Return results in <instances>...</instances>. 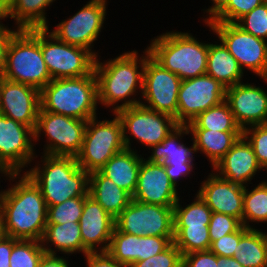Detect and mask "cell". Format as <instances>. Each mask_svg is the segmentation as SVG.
Listing matches in <instances>:
<instances>
[{"instance_id":"1","label":"cell","mask_w":267,"mask_h":267,"mask_svg":"<svg viewBox=\"0 0 267 267\" xmlns=\"http://www.w3.org/2000/svg\"><path fill=\"white\" fill-rule=\"evenodd\" d=\"M5 177L10 186L0 191V210L6 236L41 241L47 225L48 206L40 188L26 173Z\"/></svg>"},{"instance_id":"2","label":"cell","mask_w":267,"mask_h":267,"mask_svg":"<svg viewBox=\"0 0 267 267\" xmlns=\"http://www.w3.org/2000/svg\"><path fill=\"white\" fill-rule=\"evenodd\" d=\"M142 52L140 56L137 50L127 51L103 62L100 55L96 58L94 73L97 79L98 104L106 109L110 108L112 113L140 104L145 49Z\"/></svg>"},{"instance_id":"3","label":"cell","mask_w":267,"mask_h":267,"mask_svg":"<svg viewBox=\"0 0 267 267\" xmlns=\"http://www.w3.org/2000/svg\"><path fill=\"white\" fill-rule=\"evenodd\" d=\"M26 174L40 188L47 206L67 199L89 196L90 173L83 170L72 156L42 154Z\"/></svg>"},{"instance_id":"4","label":"cell","mask_w":267,"mask_h":267,"mask_svg":"<svg viewBox=\"0 0 267 267\" xmlns=\"http://www.w3.org/2000/svg\"><path fill=\"white\" fill-rule=\"evenodd\" d=\"M150 56L164 69L187 80L206 74L208 42L189 32L169 31L151 38Z\"/></svg>"},{"instance_id":"5","label":"cell","mask_w":267,"mask_h":267,"mask_svg":"<svg viewBox=\"0 0 267 267\" xmlns=\"http://www.w3.org/2000/svg\"><path fill=\"white\" fill-rule=\"evenodd\" d=\"M97 79L94 71L79 78L52 79L40 91V108L75 119L98 115Z\"/></svg>"},{"instance_id":"6","label":"cell","mask_w":267,"mask_h":267,"mask_svg":"<svg viewBox=\"0 0 267 267\" xmlns=\"http://www.w3.org/2000/svg\"><path fill=\"white\" fill-rule=\"evenodd\" d=\"M2 77L39 91L52 80L41 51V28L18 29L11 36Z\"/></svg>"},{"instance_id":"7","label":"cell","mask_w":267,"mask_h":267,"mask_svg":"<svg viewBox=\"0 0 267 267\" xmlns=\"http://www.w3.org/2000/svg\"><path fill=\"white\" fill-rule=\"evenodd\" d=\"M112 116L110 120L101 121L96 116L87 121L82 147L75 158L88 173L100 171L115 154L125 149L121 120L116 113Z\"/></svg>"},{"instance_id":"8","label":"cell","mask_w":267,"mask_h":267,"mask_svg":"<svg viewBox=\"0 0 267 267\" xmlns=\"http://www.w3.org/2000/svg\"><path fill=\"white\" fill-rule=\"evenodd\" d=\"M87 120L75 119L62 114L39 109L34 130V146L41 135L46 138L41 154L76 157L82 147Z\"/></svg>"},{"instance_id":"9","label":"cell","mask_w":267,"mask_h":267,"mask_svg":"<svg viewBox=\"0 0 267 267\" xmlns=\"http://www.w3.org/2000/svg\"><path fill=\"white\" fill-rule=\"evenodd\" d=\"M115 113L122 123L125 148L131 150V143L136 140L148 149L161 143L179 125L171 115L154 111L142 104L125 107Z\"/></svg>"},{"instance_id":"10","label":"cell","mask_w":267,"mask_h":267,"mask_svg":"<svg viewBox=\"0 0 267 267\" xmlns=\"http://www.w3.org/2000/svg\"><path fill=\"white\" fill-rule=\"evenodd\" d=\"M205 26L223 42L244 73L247 69L267 83V41L249 34L236 23L209 22Z\"/></svg>"},{"instance_id":"11","label":"cell","mask_w":267,"mask_h":267,"mask_svg":"<svg viewBox=\"0 0 267 267\" xmlns=\"http://www.w3.org/2000/svg\"><path fill=\"white\" fill-rule=\"evenodd\" d=\"M107 3L108 0H89L74 15L55 25L54 30L47 29L58 40L88 49L97 58L100 53L93 46L105 29Z\"/></svg>"},{"instance_id":"12","label":"cell","mask_w":267,"mask_h":267,"mask_svg":"<svg viewBox=\"0 0 267 267\" xmlns=\"http://www.w3.org/2000/svg\"><path fill=\"white\" fill-rule=\"evenodd\" d=\"M41 51L52 79L79 78L94 71L96 57L88 49L58 40L47 28H41Z\"/></svg>"},{"instance_id":"13","label":"cell","mask_w":267,"mask_h":267,"mask_svg":"<svg viewBox=\"0 0 267 267\" xmlns=\"http://www.w3.org/2000/svg\"><path fill=\"white\" fill-rule=\"evenodd\" d=\"M181 79L157 63L145 48V66L143 71V106L157 112L166 113L177 122L178 92Z\"/></svg>"},{"instance_id":"14","label":"cell","mask_w":267,"mask_h":267,"mask_svg":"<svg viewBox=\"0 0 267 267\" xmlns=\"http://www.w3.org/2000/svg\"><path fill=\"white\" fill-rule=\"evenodd\" d=\"M115 228L139 237H174L173 206L146 204L132 199L115 219Z\"/></svg>"},{"instance_id":"15","label":"cell","mask_w":267,"mask_h":267,"mask_svg":"<svg viewBox=\"0 0 267 267\" xmlns=\"http://www.w3.org/2000/svg\"><path fill=\"white\" fill-rule=\"evenodd\" d=\"M35 150L34 131L0 114V168L7 174L26 173L38 157Z\"/></svg>"},{"instance_id":"16","label":"cell","mask_w":267,"mask_h":267,"mask_svg":"<svg viewBox=\"0 0 267 267\" xmlns=\"http://www.w3.org/2000/svg\"><path fill=\"white\" fill-rule=\"evenodd\" d=\"M184 135L189 136L190 131L187 125L179 124L161 143L150 147L151 152H148L151 155L144 158L152 163H163L168 177L176 187L180 185L178 183L180 180L191 178L190 175L195 174L193 170L197 169L194 164L196 160L194 140L190 137L192 145L188 147L184 143L185 140L182 141Z\"/></svg>"},{"instance_id":"17","label":"cell","mask_w":267,"mask_h":267,"mask_svg":"<svg viewBox=\"0 0 267 267\" xmlns=\"http://www.w3.org/2000/svg\"><path fill=\"white\" fill-rule=\"evenodd\" d=\"M226 87L208 74L182 80L178 92L177 123L187 125L199 114L225 101Z\"/></svg>"},{"instance_id":"18","label":"cell","mask_w":267,"mask_h":267,"mask_svg":"<svg viewBox=\"0 0 267 267\" xmlns=\"http://www.w3.org/2000/svg\"><path fill=\"white\" fill-rule=\"evenodd\" d=\"M254 83H238L226 88L225 101L242 131L253 125L267 124V91Z\"/></svg>"},{"instance_id":"19","label":"cell","mask_w":267,"mask_h":267,"mask_svg":"<svg viewBox=\"0 0 267 267\" xmlns=\"http://www.w3.org/2000/svg\"><path fill=\"white\" fill-rule=\"evenodd\" d=\"M40 91L32 86L9 81L1 76L0 114L29 126L37 125Z\"/></svg>"},{"instance_id":"20","label":"cell","mask_w":267,"mask_h":267,"mask_svg":"<svg viewBox=\"0 0 267 267\" xmlns=\"http://www.w3.org/2000/svg\"><path fill=\"white\" fill-rule=\"evenodd\" d=\"M179 189L168 177L163 163L142 158L132 199L146 204L174 206L181 197Z\"/></svg>"},{"instance_id":"21","label":"cell","mask_w":267,"mask_h":267,"mask_svg":"<svg viewBox=\"0 0 267 267\" xmlns=\"http://www.w3.org/2000/svg\"><path fill=\"white\" fill-rule=\"evenodd\" d=\"M83 255L106 252L115 228V219L91 196L84 200L79 221Z\"/></svg>"},{"instance_id":"22","label":"cell","mask_w":267,"mask_h":267,"mask_svg":"<svg viewBox=\"0 0 267 267\" xmlns=\"http://www.w3.org/2000/svg\"><path fill=\"white\" fill-rule=\"evenodd\" d=\"M200 184L197 193L212 212L231 215L242 222L245 187L219 177L214 171Z\"/></svg>"},{"instance_id":"23","label":"cell","mask_w":267,"mask_h":267,"mask_svg":"<svg viewBox=\"0 0 267 267\" xmlns=\"http://www.w3.org/2000/svg\"><path fill=\"white\" fill-rule=\"evenodd\" d=\"M212 171L219 177L243 187L253 184L251 180H253L255 175L261 171L264 172L257 162L251 144L243 135Z\"/></svg>"},{"instance_id":"24","label":"cell","mask_w":267,"mask_h":267,"mask_svg":"<svg viewBox=\"0 0 267 267\" xmlns=\"http://www.w3.org/2000/svg\"><path fill=\"white\" fill-rule=\"evenodd\" d=\"M124 149L115 154L100 170L107 178L133 196L144 153L135 149Z\"/></svg>"},{"instance_id":"25","label":"cell","mask_w":267,"mask_h":267,"mask_svg":"<svg viewBox=\"0 0 267 267\" xmlns=\"http://www.w3.org/2000/svg\"><path fill=\"white\" fill-rule=\"evenodd\" d=\"M41 244L46 254L57 255L60 253L64 256L67 254L68 257L72 254H83L79 222L47 224Z\"/></svg>"},{"instance_id":"26","label":"cell","mask_w":267,"mask_h":267,"mask_svg":"<svg viewBox=\"0 0 267 267\" xmlns=\"http://www.w3.org/2000/svg\"><path fill=\"white\" fill-rule=\"evenodd\" d=\"M89 196L99 203L114 219L132 201V196L127 191L121 189L100 171L90 173Z\"/></svg>"},{"instance_id":"27","label":"cell","mask_w":267,"mask_h":267,"mask_svg":"<svg viewBox=\"0 0 267 267\" xmlns=\"http://www.w3.org/2000/svg\"><path fill=\"white\" fill-rule=\"evenodd\" d=\"M213 43L208 42L206 74L219 81L226 88L243 82V76L246 75H244L237 60L220 39Z\"/></svg>"},{"instance_id":"28","label":"cell","mask_w":267,"mask_h":267,"mask_svg":"<svg viewBox=\"0 0 267 267\" xmlns=\"http://www.w3.org/2000/svg\"><path fill=\"white\" fill-rule=\"evenodd\" d=\"M189 131L194 140L196 154H204L212 169L243 135V132H223L208 129H189Z\"/></svg>"},{"instance_id":"29","label":"cell","mask_w":267,"mask_h":267,"mask_svg":"<svg viewBox=\"0 0 267 267\" xmlns=\"http://www.w3.org/2000/svg\"><path fill=\"white\" fill-rule=\"evenodd\" d=\"M56 0H9V16L16 29L49 28L47 8Z\"/></svg>"},{"instance_id":"30","label":"cell","mask_w":267,"mask_h":267,"mask_svg":"<svg viewBox=\"0 0 267 267\" xmlns=\"http://www.w3.org/2000/svg\"><path fill=\"white\" fill-rule=\"evenodd\" d=\"M234 258L243 267H267V232L249 228L239 240Z\"/></svg>"},{"instance_id":"31","label":"cell","mask_w":267,"mask_h":267,"mask_svg":"<svg viewBox=\"0 0 267 267\" xmlns=\"http://www.w3.org/2000/svg\"><path fill=\"white\" fill-rule=\"evenodd\" d=\"M188 129H208L223 132H243L236 123L226 101L199 114L187 124Z\"/></svg>"},{"instance_id":"32","label":"cell","mask_w":267,"mask_h":267,"mask_svg":"<svg viewBox=\"0 0 267 267\" xmlns=\"http://www.w3.org/2000/svg\"><path fill=\"white\" fill-rule=\"evenodd\" d=\"M258 223H267V183L264 180L251 190L247 186L244 188L242 225L255 229Z\"/></svg>"},{"instance_id":"33","label":"cell","mask_w":267,"mask_h":267,"mask_svg":"<svg viewBox=\"0 0 267 267\" xmlns=\"http://www.w3.org/2000/svg\"><path fill=\"white\" fill-rule=\"evenodd\" d=\"M195 195L191 203L189 202L187 205L185 203V206L184 204L182 206V198L179 197L177 203L173 206L174 227L209 226L212 211L198 193Z\"/></svg>"},{"instance_id":"34","label":"cell","mask_w":267,"mask_h":267,"mask_svg":"<svg viewBox=\"0 0 267 267\" xmlns=\"http://www.w3.org/2000/svg\"><path fill=\"white\" fill-rule=\"evenodd\" d=\"M209 226L189 228L174 227L175 246L182 256L194 251H208L211 246Z\"/></svg>"},{"instance_id":"35","label":"cell","mask_w":267,"mask_h":267,"mask_svg":"<svg viewBox=\"0 0 267 267\" xmlns=\"http://www.w3.org/2000/svg\"><path fill=\"white\" fill-rule=\"evenodd\" d=\"M106 252L117 262L129 267L138 261V236L114 228Z\"/></svg>"},{"instance_id":"36","label":"cell","mask_w":267,"mask_h":267,"mask_svg":"<svg viewBox=\"0 0 267 267\" xmlns=\"http://www.w3.org/2000/svg\"><path fill=\"white\" fill-rule=\"evenodd\" d=\"M45 254L41 241L18 239L10 255V267H38Z\"/></svg>"},{"instance_id":"37","label":"cell","mask_w":267,"mask_h":267,"mask_svg":"<svg viewBox=\"0 0 267 267\" xmlns=\"http://www.w3.org/2000/svg\"><path fill=\"white\" fill-rule=\"evenodd\" d=\"M86 198L87 197L70 198L61 204L48 206L47 224L79 222Z\"/></svg>"},{"instance_id":"38","label":"cell","mask_w":267,"mask_h":267,"mask_svg":"<svg viewBox=\"0 0 267 267\" xmlns=\"http://www.w3.org/2000/svg\"><path fill=\"white\" fill-rule=\"evenodd\" d=\"M236 24L249 34L267 41V4H261L242 16Z\"/></svg>"},{"instance_id":"39","label":"cell","mask_w":267,"mask_h":267,"mask_svg":"<svg viewBox=\"0 0 267 267\" xmlns=\"http://www.w3.org/2000/svg\"><path fill=\"white\" fill-rule=\"evenodd\" d=\"M243 136L251 144L257 162L267 168V124L253 125L243 130Z\"/></svg>"},{"instance_id":"40","label":"cell","mask_w":267,"mask_h":267,"mask_svg":"<svg viewBox=\"0 0 267 267\" xmlns=\"http://www.w3.org/2000/svg\"><path fill=\"white\" fill-rule=\"evenodd\" d=\"M261 4V0H229L210 22L236 23L242 16Z\"/></svg>"},{"instance_id":"41","label":"cell","mask_w":267,"mask_h":267,"mask_svg":"<svg viewBox=\"0 0 267 267\" xmlns=\"http://www.w3.org/2000/svg\"><path fill=\"white\" fill-rule=\"evenodd\" d=\"M183 256L181 251L172 243L163 252L151 256L143 261L132 263L129 267H182Z\"/></svg>"},{"instance_id":"42","label":"cell","mask_w":267,"mask_h":267,"mask_svg":"<svg viewBox=\"0 0 267 267\" xmlns=\"http://www.w3.org/2000/svg\"><path fill=\"white\" fill-rule=\"evenodd\" d=\"M241 226L242 222L234 216L212 212L208 230L211 243L226 234L236 232Z\"/></svg>"},{"instance_id":"43","label":"cell","mask_w":267,"mask_h":267,"mask_svg":"<svg viewBox=\"0 0 267 267\" xmlns=\"http://www.w3.org/2000/svg\"><path fill=\"white\" fill-rule=\"evenodd\" d=\"M173 241L174 237L138 236V261L163 252Z\"/></svg>"},{"instance_id":"44","label":"cell","mask_w":267,"mask_h":267,"mask_svg":"<svg viewBox=\"0 0 267 267\" xmlns=\"http://www.w3.org/2000/svg\"><path fill=\"white\" fill-rule=\"evenodd\" d=\"M248 229L249 228L242 225L236 232L226 234L222 238L213 241L209 250L218 256L233 257L240 237Z\"/></svg>"},{"instance_id":"45","label":"cell","mask_w":267,"mask_h":267,"mask_svg":"<svg viewBox=\"0 0 267 267\" xmlns=\"http://www.w3.org/2000/svg\"><path fill=\"white\" fill-rule=\"evenodd\" d=\"M182 267H218L217 255L208 251H194L183 255Z\"/></svg>"},{"instance_id":"46","label":"cell","mask_w":267,"mask_h":267,"mask_svg":"<svg viewBox=\"0 0 267 267\" xmlns=\"http://www.w3.org/2000/svg\"><path fill=\"white\" fill-rule=\"evenodd\" d=\"M85 258L86 267H127L117 262L107 252L87 253Z\"/></svg>"},{"instance_id":"47","label":"cell","mask_w":267,"mask_h":267,"mask_svg":"<svg viewBox=\"0 0 267 267\" xmlns=\"http://www.w3.org/2000/svg\"><path fill=\"white\" fill-rule=\"evenodd\" d=\"M17 30L18 29L16 28L11 29L9 27H0V76H2V72L5 66V54H6L7 44L11 36Z\"/></svg>"},{"instance_id":"48","label":"cell","mask_w":267,"mask_h":267,"mask_svg":"<svg viewBox=\"0 0 267 267\" xmlns=\"http://www.w3.org/2000/svg\"><path fill=\"white\" fill-rule=\"evenodd\" d=\"M17 240L13 237L5 236L0 241V267H10V255Z\"/></svg>"},{"instance_id":"49","label":"cell","mask_w":267,"mask_h":267,"mask_svg":"<svg viewBox=\"0 0 267 267\" xmlns=\"http://www.w3.org/2000/svg\"><path fill=\"white\" fill-rule=\"evenodd\" d=\"M68 257L60 255L45 254L38 267H70Z\"/></svg>"},{"instance_id":"50","label":"cell","mask_w":267,"mask_h":267,"mask_svg":"<svg viewBox=\"0 0 267 267\" xmlns=\"http://www.w3.org/2000/svg\"><path fill=\"white\" fill-rule=\"evenodd\" d=\"M212 5L207 9H202L203 13L206 14L203 19V23H209L227 4L229 0H211Z\"/></svg>"},{"instance_id":"51","label":"cell","mask_w":267,"mask_h":267,"mask_svg":"<svg viewBox=\"0 0 267 267\" xmlns=\"http://www.w3.org/2000/svg\"><path fill=\"white\" fill-rule=\"evenodd\" d=\"M218 267H243L234 257H222L217 255Z\"/></svg>"},{"instance_id":"52","label":"cell","mask_w":267,"mask_h":267,"mask_svg":"<svg viewBox=\"0 0 267 267\" xmlns=\"http://www.w3.org/2000/svg\"><path fill=\"white\" fill-rule=\"evenodd\" d=\"M10 19L9 16V0H0V27H9L3 24L4 19ZM3 20V21H2Z\"/></svg>"},{"instance_id":"53","label":"cell","mask_w":267,"mask_h":267,"mask_svg":"<svg viewBox=\"0 0 267 267\" xmlns=\"http://www.w3.org/2000/svg\"><path fill=\"white\" fill-rule=\"evenodd\" d=\"M6 236L5 230H4V221L3 216L0 210V241Z\"/></svg>"},{"instance_id":"54","label":"cell","mask_w":267,"mask_h":267,"mask_svg":"<svg viewBox=\"0 0 267 267\" xmlns=\"http://www.w3.org/2000/svg\"><path fill=\"white\" fill-rule=\"evenodd\" d=\"M0 179H1V176H3L4 175V177L7 175V173L3 170V169H1L0 168ZM0 184H1V182H0ZM1 191V190H0ZM1 193V192H0Z\"/></svg>"},{"instance_id":"55","label":"cell","mask_w":267,"mask_h":267,"mask_svg":"<svg viewBox=\"0 0 267 267\" xmlns=\"http://www.w3.org/2000/svg\"><path fill=\"white\" fill-rule=\"evenodd\" d=\"M262 4H267V0H261Z\"/></svg>"}]
</instances>
